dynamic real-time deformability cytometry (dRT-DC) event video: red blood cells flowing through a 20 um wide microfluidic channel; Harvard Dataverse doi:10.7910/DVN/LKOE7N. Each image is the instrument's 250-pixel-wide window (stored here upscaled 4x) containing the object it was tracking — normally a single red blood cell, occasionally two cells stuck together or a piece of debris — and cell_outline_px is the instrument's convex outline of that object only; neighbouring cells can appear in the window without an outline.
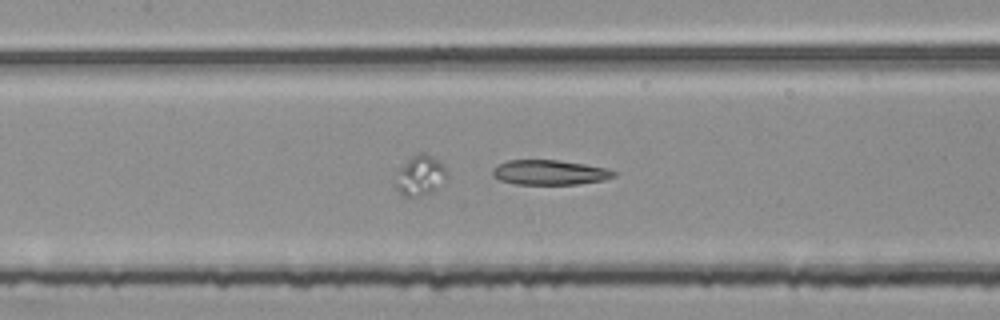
{"species": "common noctule bat (a hibernating species)", "species_latin": "Nyctalus noctula", "temperature_condition": "room temperature", "stored_images_in_passage": 45, "segment_of_instrument_passage": [2, 3], "camera_frame_rate_fps": 3000, "um_per_image_px": 0.085, "animal": {"sex": "female", "body_mass_g": 25.1}, "frame": {"image": 1, "passage_image": 16, "time_ms": 5.0, "image_size_px": [1000, 320], "cell_outline_px": [[616, 176], [604, 180], [576, 184], [516, 184], [500, 180], [492, 176], [492, 168], [508, 160], [560, 160], [608, 168], [616, 172]], "centroid_in_image_um": [46.73, 14.65], "position_along_channel_um": 160.7, "area_um2": 17.57}}